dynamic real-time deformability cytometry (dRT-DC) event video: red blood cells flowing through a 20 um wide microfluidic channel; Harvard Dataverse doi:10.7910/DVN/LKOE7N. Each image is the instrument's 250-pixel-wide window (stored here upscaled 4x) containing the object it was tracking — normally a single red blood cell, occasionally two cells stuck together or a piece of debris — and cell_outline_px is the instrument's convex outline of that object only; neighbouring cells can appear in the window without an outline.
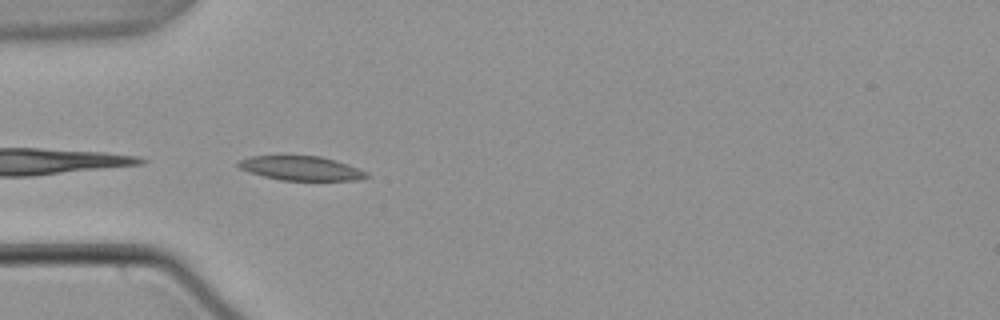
{"species": "common noctule bat (a hibernating species)", "species_latin": "Nyctalus noctula", "temperature_condition": "warm", "stored_images_in_passage": 4, "camera_frame_rate_fps": 3000, "um_per_image_px": 0.085, "animal": {"sex": "male", "body_mass_g": 21.5, "forearm_length_mm": 52.0}, "frame": {"image": 1, "passage_image": 1, "time_ms": 0.0, "image_size_px": [1000, 320], "cell_outline_px": [[372, 176], [360, 180], [280, 180], [264, 176], [240, 168], [236, 164], [236, 160], [252, 156], [320, 156], [336, 160], [360, 168], [368, 172]], "centroid_in_image_um": [25.65, 14.3], "position_along_channel_um": 59.3, "area_um2": 18.21}}